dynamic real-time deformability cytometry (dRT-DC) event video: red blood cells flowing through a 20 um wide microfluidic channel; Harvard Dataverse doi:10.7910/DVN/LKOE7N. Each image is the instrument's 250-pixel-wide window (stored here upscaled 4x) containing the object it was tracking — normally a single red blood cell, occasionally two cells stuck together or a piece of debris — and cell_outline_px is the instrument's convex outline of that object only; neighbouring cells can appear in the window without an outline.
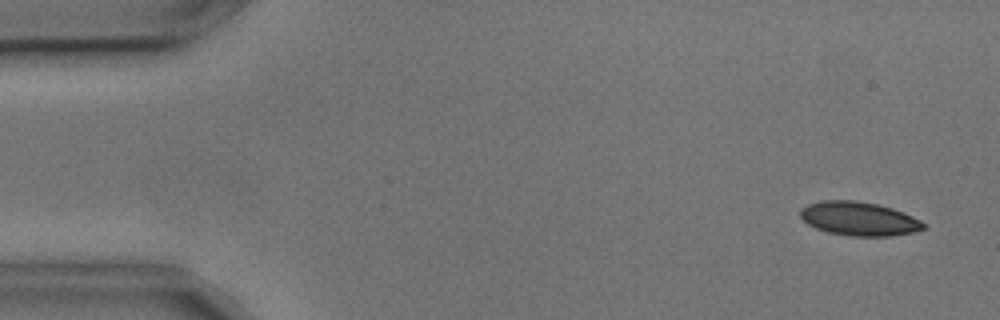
{"species": "common noctule bat (a hibernating species)", "species_latin": "Nyctalus noctula", "temperature_condition": "cold", "stored_images_in_passage": 4, "camera_frame_rate_fps": 3000, "um_per_image_px": 0.085, "animal": {"sex": "male", "body_mass_g": 17.9, "forearm_length_mm": 54.2}, "frame": {"image": 1, "passage_image": 1, "time_ms": 0.0, "image_size_px": [1000, 320], "cell_outline_px": [[928, 228], [912, 232], [892, 236], [848, 236], [828, 232], [816, 228], [808, 224], [800, 216], [800, 208], [808, 204], [820, 200], [856, 200], [876, 204], [892, 208], [912, 216], [928, 224]], "centroid_in_image_um": [73.03, 18.59], "position_along_channel_um": 12.0, "area_um2": 24.45}}
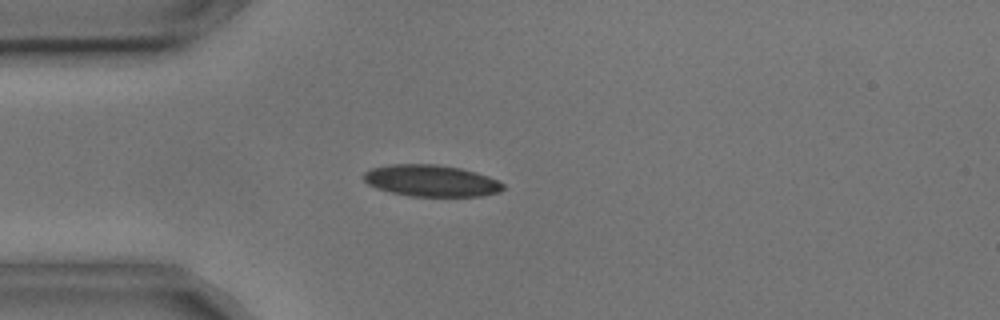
{"frame": {"image": 2, "passage_image": 4, "time_ms": 1.0, "image_size_px": [1000, 320], "cell_outline_px": [[504, 188], [500, 192], [480, 196], [412, 196], [392, 192], [376, 188], [368, 184], [364, 180], [364, 172], [372, 168], [392, 164], [436, 164], [460, 168], [476, 172], [488, 176], [504, 184]], "centroid_in_image_um": [36.66, 15.36], "position_along_channel_um": 48.3, "area_um2": 25.55}}